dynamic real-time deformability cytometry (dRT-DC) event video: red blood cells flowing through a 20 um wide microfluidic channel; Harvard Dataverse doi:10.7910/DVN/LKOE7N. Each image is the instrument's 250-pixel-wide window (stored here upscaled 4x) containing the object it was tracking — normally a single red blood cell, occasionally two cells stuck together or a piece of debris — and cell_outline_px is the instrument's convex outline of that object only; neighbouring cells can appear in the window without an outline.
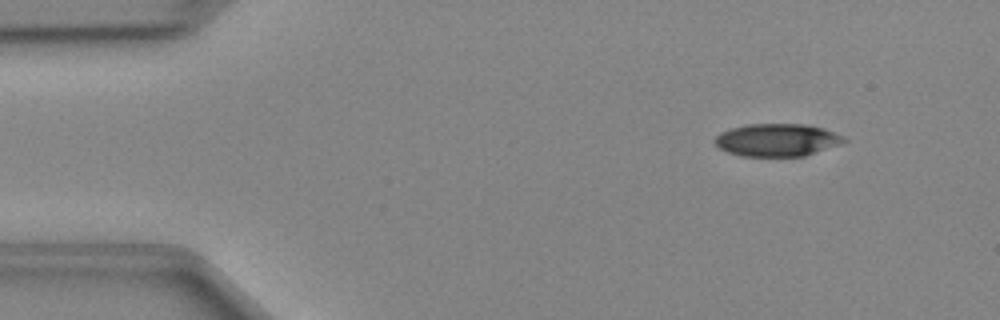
{"species": "Egyptian fruit bat (a non-hibernating species)", "species_latin": "Rousettus aegyptiacus", "temperature_condition": "cold", "stored_images_in_passage": 43, "camera_frame_rate_fps": 3000, "um_per_image_px": 0.085, "animal": {"sex": "female"}, "frame": {"image": 1, "passage_image": 1, "time_ms": 0.0, "image_size_px": [1000, 320], "cell_outline_px": [[848, 140], [804, 156], [740, 156], [728, 152], [720, 148], [716, 144], [716, 136], [720, 132], [732, 128], [748, 124], [804, 124], [824, 128], [844, 136]], "centroid_in_image_um": [66.04, 11.89], "position_along_channel_um": 19.0, "area_um2": 24.28}}
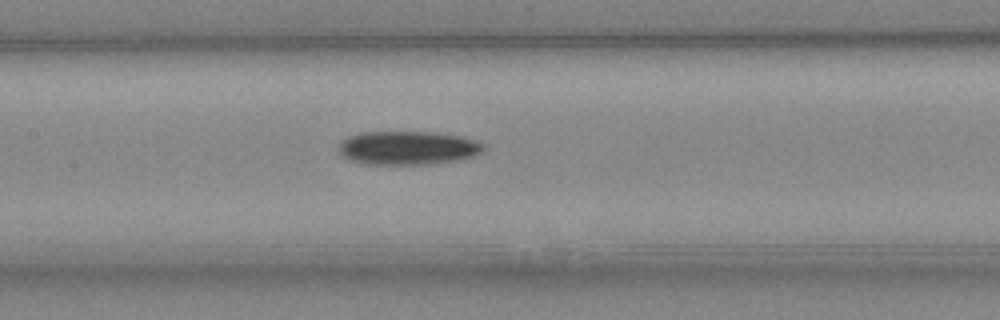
{"frame": {"image": 2, "passage_image": 18, "time_ms": 5.667, "image_size_px": [1000, 320], "cell_outline_px": [[484, 148], [480, 152], [472, 156], [456, 160], [428, 164], [364, 164], [352, 160], [344, 156], [336, 148], [348, 136], [360, 132], [436, 132], [460, 136], [476, 140], [484, 144]], "centroid_in_image_um": [34.65, 12.56], "position_along_channel_um": 172.7, "area_um2": 28.26}}
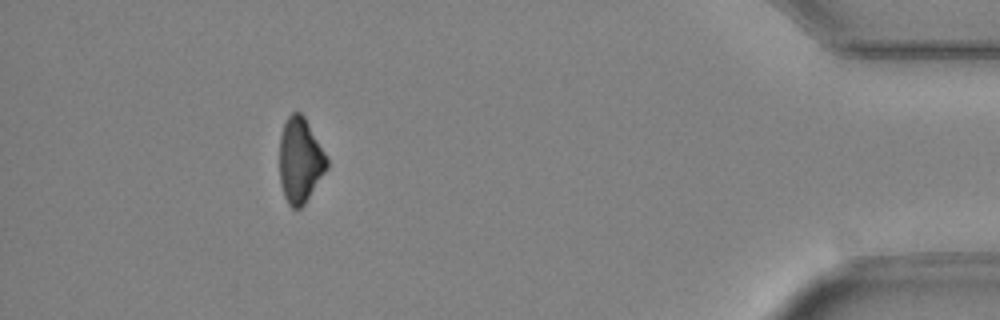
{"frame": {"image": 3, "passage_image": 39, "time_ms": 12.667, "image_size_px": [1000, 320], "cell_outline_px": [[328, 168], [304, 204], [300, 208], [292, 208], [288, 204], [284, 196], [280, 184], [280, 136], [284, 124], [288, 116], [292, 112], [300, 112], [304, 116], [324, 152], [328, 160]], "centroid_in_image_um": [25.5, 13.64], "position_along_channel_um": 409.7, "area_um2": 23.29}}